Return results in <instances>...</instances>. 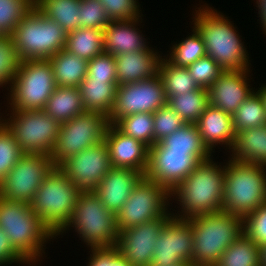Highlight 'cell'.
<instances>
[{"label": "cell", "mask_w": 266, "mask_h": 266, "mask_svg": "<svg viewBox=\"0 0 266 266\" xmlns=\"http://www.w3.org/2000/svg\"><path fill=\"white\" fill-rule=\"evenodd\" d=\"M225 172L226 166H217L211 158L201 161L170 193L178 197L182 213L184 212L183 215L174 217L189 219L201 214L222 211Z\"/></svg>", "instance_id": "obj_1"}, {"label": "cell", "mask_w": 266, "mask_h": 266, "mask_svg": "<svg viewBox=\"0 0 266 266\" xmlns=\"http://www.w3.org/2000/svg\"><path fill=\"white\" fill-rule=\"evenodd\" d=\"M193 229V266H214L223 252L243 233V218L229 212L189 218Z\"/></svg>", "instance_id": "obj_2"}, {"label": "cell", "mask_w": 266, "mask_h": 266, "mask_svg": "<svg viewBox=\"0 0 266 266\" xmlns=\"http://www.w3.org/2000/svg\"><path fill=\"white\" fill-rule=\"evenodd\" d=\"M198 9L193 27L203 39L206 55L225 71L248 70V55L234 25L211 7Z\"/></svg>", "instance_id": "obj_3"}, {"label": "cell", "mask_w": 266, "mask_h": 266, "mask_svg": "<svg viewBox=\"0 0 266 266\" xmlns=\"http://www.w3.org/2000/svg\"><path fill=\"white\" fill-rule=\"evenodd\" d=\"M80 193L65 173L54 166L35 192L30 206L42 224L57 236L70 222Z\"/></svg>", "instance_id": "obj_4"}, {"label": "cell", "mask_w": 266, "mask_h": 266, "mask_svg": "<svg viewBox=\"0 0 266 266\" xmlns=\"http://www.w3.org/2000/svg\"><path fill=\"white\" fill-rule=\"evenodd\" d=\"M0 228L9 237L13 248L28 263L36 262L42 254L44 242L54 237L33 212L30 204L9 201L1 196Z\"/></svg>", "instance_id": "obj_5"}, {"label": "cell", "mask_w": 266, "mask_h": 266, "mask_svg": "<svg viewBox=\"0 0 266 266\" xmlns=\"http://www.w3.org/2000/svg\"><path fill=\"white\" fill-rule=\"evenodd\" d=\"M228 162L222 211L244 219L266 203V166L233 159Z\"/></svg>", "instance_id": "obj_6"}, {"label": "cell", "mask_w": 266, "mask_h": 266, "mask_svg": "<svg viewBox=\"0 0 266 266\" xmlns=\"http://www.w3.org/2000/svg\"><path fill=\"white\" fill-rule=\"evenodd\" d=\"M22 60L49 59L65 49L67 32L35 6L10 36Z\"/></svg>", "instance_id": "obj_7"}, {"label": "cell", "mask_w": 266, "mask_h": 266, "mask_svg": "<svg viewBox=\"0 0 266 266\" xmlns=\"http://www.w3.org/2000/svg\"><path fill=\"white\" fill-rule=\"evenodd\" d=\"M71 225L91 248L116 247L119 237L116 215L94 192L79 194L72 218L64 230Z\"/></svg>", "instance_id": "obj_8"}, {"label": "cell", "mask_w": 266, "mask_h": 266, "mask_svg": "<svg viewBox=\"0 0 266 266\" xmlns=\"http://www.w3.org/2000/svg\"><path fill=\"white\" fill-rule=\"evenodd\" d=\"M11 85L13 111L44 110L57 87L48 59L20 61Z\"/></svg>", "instance_id": "obj_9"}, {"label": "cell", "mask_w": 266, "mask_h": 266, "mask_svg": "<svg viewBox=\"0 0 266 266\" xmlns=\"http://www.w3.org/2000/svg\"><path fill=\"white\" fill-rule=\"evenodd\" d=\"M108 117L101 112L85 111L60 124L56 144L51 153L54 166L105 139Z\"/></svg>", "instance_id": "obj_10"}, {"label": "cell", "mask_w": 266, "mask_h": 266, "mask_svg": "<svg viewBox=\"0 0 266 266\" xmlns=\"http://www.w3.org/2000/svg\"><path fill=\"white\" fill-rule=\"evenodd\" d=\"M11 114L10 122L3 120V123L14 135L20 150L27 154L51 155L60 123L44 110L13 111Z\"/></svg>", "instance_id": "obj_11"}, {"label": "cell", "mask_w": 266, "mask_h": 266, "mask_svg": "<svg viewBox=\"0 0 266 266\" xmlns=\"http://www.w3.org/2000/svg\"><path fill=\"white\" fill-rule=\"evenodd\" d=\"M53 167L50 155L24 153L0 183V196L30 204Z\"/></svg>", "instance_id": "obj_12"}, {"label": "cell", "mask_w": 266, "mask_h": 266, "mask_svg": "<svg viewBox=\"0 0 266 266\" xmlns=\"http://www.w3.org/2000/svg\"><path fill=\"white\" fill-rule=\"evenodd\" d=\"M169 197L171 194L164 187L143 177L116 215L118 231L164 216Z\"/></svg>", "instance_id": "obj_13"}, {"label": "cell", "mask_w": 266, "mask_h": 266, "mask_svg": "<svg viewBox=\"0 0 266 266\" xmlns=\"http://www.w3.org/2000/svg\"><path fill=\"white\" fill-rule=\"evenodd\" d=\"M167 104L159 74L136 83L117 86L115 103L108 117L115 125L121 118L137 113H154Z\"/></svg>", "instance_id": "obj_14"}, {"label": "cell", "mask_w": 266, "mask_h": 266, "mask_svg": "<svg viewBox=\"0 0 266 266\" xmlns=\"http://www.w3.org/2000/svg\"><path fill=\"white\" fill-rule=\"evenodd\" d=\"M200 162L189 150L165 149L156 142L148 150V165L144 177L155 181L171 193Z\"/></svg>", "instance_id": "obj_15"}, {"label": "cell", "mask_w": 266, "mask_h": 266, "mask_svg": "<svg viewBox=\"0 0 266 266\" xmlns=\"http://www.w3.org/2000/svg\"><path fill=\"white\" fill-rule=\"evenodd\" d=\"M81 193L95 192L112 167L105 141L70 156L58 166Z\"/></svg>", "instance_id": "obj_16"}, {"label": "cell", "mask_w": 266, "mask_h": 266, "mask_svg": "<svg viewBox=\"0 0 266 266\" xmlns=\"http://www.w3.org/2000/svg\"><path fill=\"white\" fill-rule=\"evenodd\" d=\"M155 244L151 265L192 264L193 229L190 220L171 215L162 227Z\"/></svg>", "instance_id": "obj_17"}, {"label": "cell", "mask_w": 266, "mask_h": 266, "mask_svg": "<svg viewBox=\"0 0 266 266\" xmlns=\"http://www.w3.org/2000/svg\"><path fill=\"white\" fill-rule=\"evenodd\" d=\"M170 213L119 232L116 248L132 266H150L156 239Z\"/></svg>", "instance_id": "obj_18"}, {"label": "cell", "mask_w": 266, "mask_h": 266, "mask_svg": "<svg viewBox=\"0 0 266 266\" xmlns=\"http://www.w3.org/2000/svg\"><path fill=\"white\" fill-rule=\"evenodd\" d=\"M104 141L109 149L112 167L130 168L145 174L149 148L144 143L125 135L111 123Z\"/></svg>", "instance_id": "obj_19"}, {"label": "cell", "mask_w": 266, "mask_h": 266, "mask_svg": "<svg viewBox=\"0 0 266 266\" xmlns=\"http://www.w3.org/2000/svg\"><path fill=\"white\" fill-rule=\"evenodd\" d=\"M249 70L224 71L208 88L210 105L233 115L252 93L247 84Z\"/></svg>", "instance_id": "obj_20"}, {"label": "cell", "mask_w": 266, "mask_h": 266, "mask_svg": "<svg viewBox=\"0 0 266 266\" xmlns=\"http://www.w3.org/2000/svg\"><path fill=\"white\" fill-rule=\"evenodd\" d=\"M144 174L130 168L111 167L94 192L115 215L121 210Z\"/></svg>", "instance_id": "obj_21"}, {"label": "cell", "mask_w": 266, "mask_h": 266, "mask_svg": "<svg viewBox=\"0 0 266 266\" xmlns=\"http://www.w3.org/2000/svg\"><path fill=\"white\" fill-rule=\"evenodd\" d=\"M150 48L115 56L117 85L136 83L159 72L160 56Z\"/></svg>", "instance_id": "obj_22"}, {"label": "cell", "mask_w": 266, "mask_h": 266, "mask_svg": "<svg viewBox=\"0 0 266 266\" xmlns=\"http://www.w3.org/2000/svg\"><path fill=\"white\" fill-rule=\"evenodd\" d=\"M195 124L203 144L210 152L217 143L229 145V149L232 150L236 135L233 128L232 115L209 105Z\"/></svg>", "instance_id": "obj_23"}, {"label": "cell", "mask_w": 266, "mask_h": 266, "mask_svg": "<svg viewBox=\"0 0 266 266\" xmlns=\"http://www.w3.org/2000/svg\"><path fill=\"white\" fill-rule=\"evenodd\" d=\"M138 20L139 18L111 21L103 30V52L116 56L145 50L146 42L135 28Z\"/></svg>", "instance_id": "obj_24"}, {"label": "cell", "mask_w": 266, "mask_h": 266, "mask_svg": "<svg viewBox=\"0 0 266 266\" xmlns=\"http://www.w3.org/2000/svg\"><path fill=\"white\" fill-rule=\"evenodd\" d=\"M232 159L266 166V125L237 132Z\"/></svg>", "instance_id": "obj_25"}, {"label": "cell", "mask_w": 266, "mask_h": 266, "mask_svg": "<svg viewBox=\"0 0 266 266\" xmlns=\"http://www.w3.org/2000/svg\"><path fill=\"white\" fill-rule=\"evenodd\" d=\"M54 74L57 87H76L84 81L88 61L62 49L48 59Z\"/></svg>", "instance_id": "obj_26"}, {"label": "cell", "mask_w": 266, "mask_h": 266, "mask_svg": "<svg viewBox=\"0 0 266 266\" xmlns=\"http://www.w3.org/2000/svg\"><path fill=\"white\" fill-rule=\"evenodd\" d=\"M117 82L92 80L87 75L78 86L86 111L101 112L109 117L115 103Z\"/></svg>", "instance_id": "obj_27"}, {"label": "cell", "mask_w": 266, "mask_h": 266, "mask_svg": "<svg viewBox=\"0 0 266 266\" xmlns=\"http://www.w3.org/2000/svg\"><path fill=\"white\" fill-rule=\"evenodd\" d=\"M44 111L60 124L85 112L81 94L76 87H56Z\"/></svg>", "instance_id": "obj_28"}, {"label": "cell", "mask_w": 266, "mask_h": 266, "mask_svg": "<svg viewBox=\"0 0 266 266\" xmlns=\"http://www.w3.org/2000/svg\"><path fill=\"white\" fill-rule=\"evenodd\" d=\"M35 7L67 33L80 27V0H35Z\"/></svg>", "instance_id": "obj_29"}, {"label": "cell", "mask_w": 266, "mask_h": 266, "mask_svg": "<svg viewBox=\"0 0 266 266\" xmlns=\"http://www.w3.org/2000/svg\"><path fill=\"white\" fill-rule=\"evenodd\" d=\"M65 50L90 61L103 53V30L79 27L67 33Z\"/></svg>", "instance_id": "obj_30"}, {"label": "cell", "mask_w": 266, "mask_h": 266, "mask_svg": "<svg viewBox=\"0 0 266 266\" xmlns=\"http://www.w3.org/2000/svg\"><path fill=\"white\" fill-rule=\"evenodd\" d=\"M159 143L165 149L189 150L201 161H205L211 156V152L202 142L195 123H186L177 131L163 138Z\"/></svg>", "instance_id": "obj_31"}, {"label": "cell", "mask_w": 266, "mask_h": 266, "mask_svg": "<svg viewBox=\"0 0 266 266\" xmlns=\"http://www.w3.org/2000/svg\"><path fill=\"white\" fill-rule=\"evenodd\" d=\"M158 74L163 83L166 99L201 88L194 81L187 67L175 66L167 58L161 59Z\"/></svg>", "instance_id": "obj_32"}, {"label": "cell", "mask_w": 266, "mask_h": 266, "mask_svg": "<svg viewBox=\"0 0 266 266\" xmlns=\"http://www.w3.org/2000/svg\"><path fill=\"white\" fill-rule=\"evenodd\" d=\"M167 105L186 123H196L210 105L208 89L200 88L167 99Z\"/></svg>", "instance_id": "obj_33"}, {"label": "cell", "mask_w": 266, "mask_h": 266, "mask_svg": "<svg viewBox=\"0 0 266 266\" xmlns=\"http://www.w3.org/2000/svg\"><path fill=\"white\" fill-rule=\"evenodd\" d=\"M260 257V247L243 233L214 266H261Z\"/></svg>", "instance_id": "obj_34"}, {"label": "cell", "mask_w": 266, "mask_h": 266, "mask_svg": "<svg viewBox=\"0 0 266 266\" xmlns=\"http://www.w3.org/2000/svg\"><path fill=\"white\" fill-rule=\"evenodd\" d=\"M234 132L266 125L265 107L258 92H253L232 115Z\"/></svg>", "instance_id": "obj_35"}, {"label": "cell", "mask_w": 266, "mask_h": 266, "mask_svg": "<svg viewBox=\"0 0 266 266\" xmlns=\"http://www.w3.org/2000/svg\"><path fill=\"white\" fill-rule=\"evenodd\" d=\"M115 126L125 135L144 143L148 148L154 145V122L152 113H137L121 118Z\"/></svg>", "instance_id": "obj_36"}, {"label": "cell", "mask_w": 266, "mask_h": 266, "mask_svg": "<svg viewBox=\"0 0 266 266\" xmlns=\"http://www.w3.org/2000/svg\"><path fill=\"white\" fill-rule=\"evenodd\" d=\"M193 34L178 44L173 45L169 62L178 67H188L206 56L205 45L201 35L193 28Z\"/></svg>", "instance_id": "obj_37"}, {"label": "cell", "mask_w": 266, "mask_h": 266, "mask_svg": "<svg viewBox=\"0 0 266 266\" xmlns=\"http://www.w3.org/2000/svg\"><path fill=\"white\" fill-rule=\"evenodd\" d=\"M34 6L35 0H0V35L10 37Z\"/></svg>", "instance_id": "obj_38"}, {"label": "cell", "mask_w": 266, "mask_h": 266, "mask_svg": "<svg viewBox=\"0 0 266 266\" xmlns=\"http://www.w3.org/2000/svg\"><path fill=\"white\" fill-rule=\"evenodd\" d=\"M23 154L14 135L3 124L0 127V183Z\"/></svg>", "instance_id": "obj_39"}, {"label": "cell", "mask_w": 266, "mask_h": 266, "mask_svg": "<svg viewBox=\"0 0 266 266\" xmlns=\"http://www.w3.org/2000/svg\"><path fill=\"white\" fill-rule=\"evenodd\" d=\"M154 122V144L169 136L186 122L167 104L153 113Z\"/></svg>", "instance_id": "obj_40"}, {"label": "cell", "mask_w": 266, "mask_h": 266, "mask_svg": "<svg viewBox=\"0 0 266 266\" xmlns=\"http://www.w3.org/2000/svg\"><path fill=\"white\" fill-rule=\"evenodd\" d=\"M110 22L100 0H80V27L104 30Z\"/></svg>", "instance_id": "obj_41"}, {"label": "cell", "mask_w": 266, "mask_h": 266, "mask_svg": "<svg viewBox=\"0 0 266 266\" xmlns=\"http://www.w3.org/2000/svg\"><path fill=\"white\" fill-rule=\"evenodd\" d=\"M20 60L10 37L0 35V86L12 82Z\"/></svg>", "instance_id": "obj_42"}, {"label": "cell", "mask_w": 266, "mask_h": 266, "mask_svg": "<svg viewBox=\"0 0 266 266\" xmlns=\"http://www.w3.org/2000/svg\"><path fill=\"white\" fill-rule=\"evenodd\" d=\"M187 69L197 85L205 89H208L225 71L207 55L189 65Z\"/></svg>", "instance_id": "obj_43"}, {"label": "cell", "mask_w": 266, "mask_h": 266, "mask_svg": "<svg viewBox=\"0 0 266 266\" xmlns=\"http://www.w3.org/2000/svg\"><path fill=\"white\" fill-rule=\"evenodd\" d=\"M243 230L259 247L266 244V203L243 219Z\"/></svg>", "instance_id": "obj_44"}, {"label": "cell", "mask_w": 266, "mask_h": 266, "mask_svg": "<svg viewBox=\"0 0 266 266\" xmlns=\"http://www.w3.org/2000/svg\"><path fill=\"white\" fill-rule=\"evenodd\" d=\"M87 76L92 80L117 82L115 56L104 52L95 56L88 61Z\"/></svg>", "instance_id": "obj_45"}, {"label": "cell", "mask_w": 266, "mask_h": 266, "mask_svg": "<svg viewBox=\"0 0 266 266\" xmlns=\"http://www.w3.org/2000/svg\"><path fill=\"white\" fill-rule=\"evenodd\" d=\"M111 21L139 18L136 0H100Z\"/></svg>", "instance_id": "obj_46"}, {"label": "cell", "mask_w": 266, "mask_h": 266, "mask_svg": "<svg viewBox=\"0 0 266 266\" xmlns=\"http://www.w3.org/2000/svg\"><path fill=\"white\" fill-rule=\"evenodd\" d=\"M91 250L88 266H132L116 247L91 248Z\"/></svg>", "instance_id": "obj_47"}, {"label": "cell", "mask_w": 266, "mask_h": 266, "mask_svg": "<svg viewBox=\"0 0 266 266\" xmlns=\"http://www.w3.org/2000/svg\"><path fill=\"white\" fill-rule=\"evenodd\" d=\"M28 262L13 248L9 237L0 228V266L12 262Z\"/></svg>", "instance_id": "obj_48"}, {"label": "cell", "mask_w": 266, "mask_h": 266, "mask_svg": "<svg viewBox=\"0 0 266 266\" xmlns=\"http://www.w3.org/2000/svg\"><path fill=\"white\" fill-rule=\"evenodd\" d=\"M257 5L259 10V14H260V20L262 23V26L264 28V32L266 33V0H257Z\"/></svg>", "instance_id": "obj_49"}, {"label": "cell", "mask_w": 266, "mask_h": 266, "mask_svg": "<svg viewBox=\"0 0 266 266\" xmlns=\"http://www.w3.org/2000/svg\"><path fill=\"white\" fill-rule=\"evenodd\" d=\"M261 266H266V244L260 247Z\"/></svg>", "instance_id": "obj_50"}, {"label": "cell", "mask_w": 266, "mask_h": 266, "mask_svg": "<svg viewBox=\"0 0 266 266\" xmlns=\"http://www.w3.org/2000/svg\"><path fill=\"white\" fill-rule=\"evenodd\" d=\"M262 98L264 107H265V114H266V85L261 87L260 90L257 91Z\"/></svg>", "instance_id": "obj_51"}, {"label": "cell", "mask_w": 266, "mask_h": 266, "mask_svg": "<svg viewBox=\"0 0 266 266\" xmlns=\"http://www.w3.org/2000/svg\"><path fill=\"white\" fill-rule=\"evenodd\" d=\"M153 266V265H150ZM175 266H193L192 264H181V265H175Z\"/></svg>", "instance_id": "obj_52"}, {"label": "cell", "mask_w": 266, "mask_h": 266, "mask_svg": "<svg viewBox=\"0 0 266 266\" xmlns=\"http://www.w3.org/2000/svg\"><path fill=\"white\" fill-rule=\"evenodd\" d=\"M3 121H1V117H0V127L4 124V123H2Z\"/></svg>", "instance_id": "obj_53"}]
</instances>
